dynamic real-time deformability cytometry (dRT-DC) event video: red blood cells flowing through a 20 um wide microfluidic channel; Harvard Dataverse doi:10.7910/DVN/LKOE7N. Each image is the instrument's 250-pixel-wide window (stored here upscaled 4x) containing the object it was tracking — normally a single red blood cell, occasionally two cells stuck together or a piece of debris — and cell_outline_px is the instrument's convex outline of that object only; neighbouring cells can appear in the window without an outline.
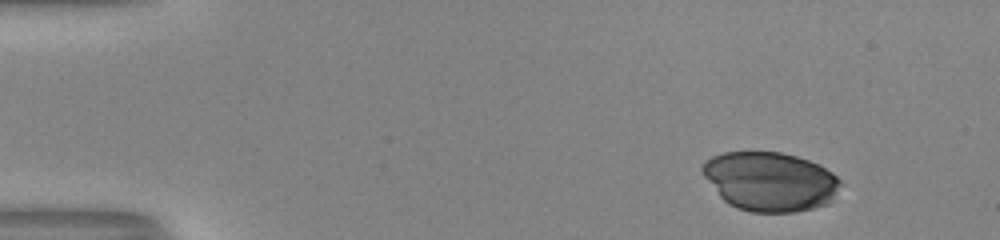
{"species": "human", "species_latin": "Homo sapiens", "temperature_condition": "room temperature", "stored_images_in_passage": 47, "camera_frame_rate_fps": 3000, "um_per_image_px": 0.085, "donor": {"sex": "male"}, "frame": {"image": 1, "passage_image": 1, "time_ms": 0.0, "image_size_px": [1000, 240], "cell_outline_px": [[840, 184], [832, 200], [828, 204], [796, 212], [752, 212], [736, 208], [728, 204], [720, 196], [704, 176], [700, 168], [704, 160], [712, 156], [724, 152], [780, 152], [796, 156], [820, 164], [832, 172], [840, 180]], "centroid_in_image_um": [65.44, 15.42], "position_along_channel_um": 19.6, "area_um2": 47.63}}